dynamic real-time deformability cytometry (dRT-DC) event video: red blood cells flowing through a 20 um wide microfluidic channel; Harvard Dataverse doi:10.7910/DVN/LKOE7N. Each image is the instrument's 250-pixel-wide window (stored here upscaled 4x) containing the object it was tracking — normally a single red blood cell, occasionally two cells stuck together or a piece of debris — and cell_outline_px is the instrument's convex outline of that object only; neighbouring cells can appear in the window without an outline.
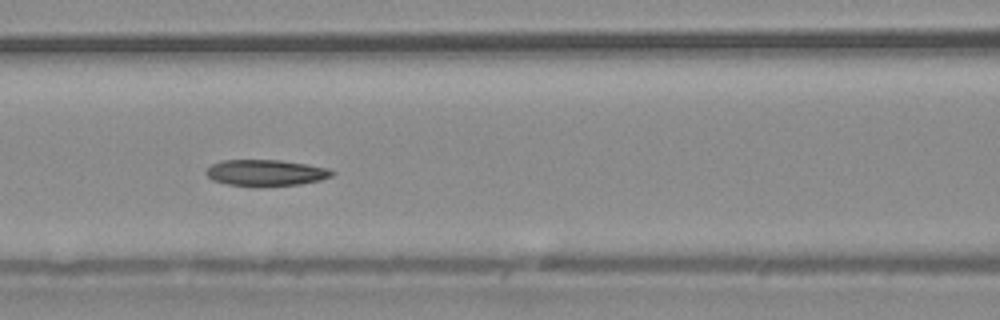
{"species": "common noctule bat (a hibernating species)", "species_latin": "Nyctalus noctula", "temperature_condition": "warm", "stored_images_in_passage": 33, "camera_frame_rate_fps": 3000, "um_per_image_px": 0.085, "animal": {"sex": "male", "body_mass_g": 20.4}, "frame": {"image": 1, "passage_image": 10, "time_ms": 3.0, "image_size_px": [1000, 320], "cell_outline_px": [[336, 172], [332, 176], [320, 180], [300, 184], [256, 188], [228, 184], [212, 180], [204, 172], [212, 164], [220, 160], [280, 160], [328, 168]], "centroid_in_image_um": [22.57, 14.71], "position_along_channel_um": 144.0, "area_um2": 19.59}, "authors_computed_cell_mechanics": {"area_um2": 19.5942, "velocity_mm_per_s": 3.7396, "shape_relaxation_time_tau1_ms": null, "shape_relaxation_time_tau2_ms": 2.6634, "deformation_change_tau1": null, "deformation_change_tau2": 0.086}}